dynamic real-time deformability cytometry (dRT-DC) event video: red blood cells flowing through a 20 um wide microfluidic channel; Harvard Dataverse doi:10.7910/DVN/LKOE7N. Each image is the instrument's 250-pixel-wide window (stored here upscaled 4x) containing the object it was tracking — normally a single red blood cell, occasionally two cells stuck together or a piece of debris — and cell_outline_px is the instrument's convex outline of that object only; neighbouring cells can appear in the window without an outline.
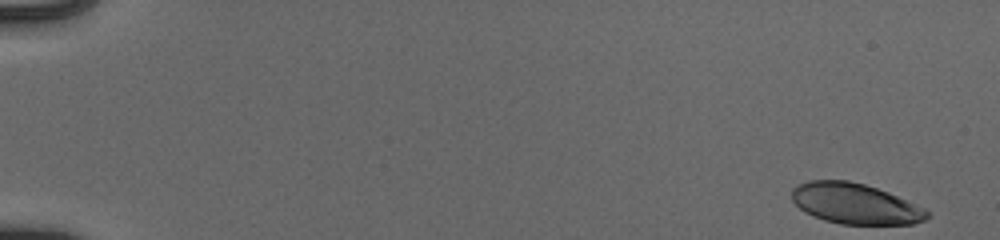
{"species": "human", "species_latin": "Homo sapiens", "temperature_condition": "cold", "stored_images_in_passage": 10, "camera_frame_rate_fps": 3000, "um_per_image_px": 0.085, "donor": {"sex": "male"}, "frame": {"image": 1, "passage_image": 1, "time_ms": 0.0, "image_size_px": [1000, 240], "cell_outline_px": [[928, 216], [924, 220], [912, 224], [840, 224], [824, 220], [812, 216], [804, 212], [792, 200], [792, 188], [796, 184], [808, 180], [848, 180], [864, 184], [888, 192], [924, 208], [928, 212]], "centroid_in_image_um": [72.63, 17.31], "position_along_channel_um": 12.4, "area_um2": 31.96}}